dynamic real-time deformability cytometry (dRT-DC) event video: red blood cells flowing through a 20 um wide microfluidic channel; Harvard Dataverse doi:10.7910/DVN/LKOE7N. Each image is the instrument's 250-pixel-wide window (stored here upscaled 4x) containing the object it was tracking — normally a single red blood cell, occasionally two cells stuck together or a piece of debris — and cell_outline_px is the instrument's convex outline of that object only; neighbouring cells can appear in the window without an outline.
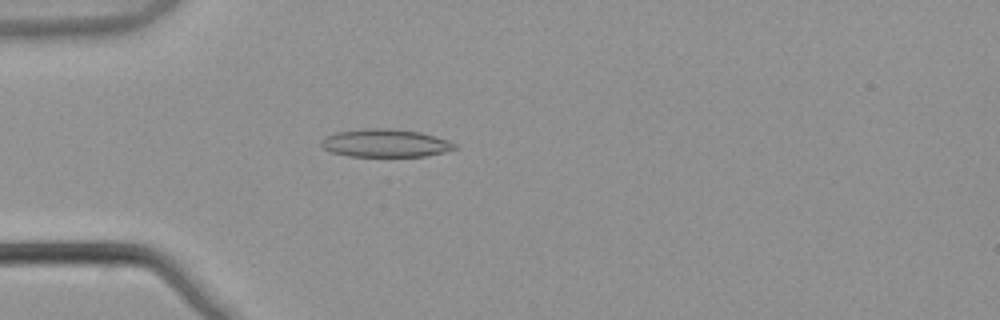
{"species": "common noctule bat (a hibernating species)", "species_latin": "Nyctalus noctula", "temperature_condition": "warm", "stored_images_in_passage": 52, "camera_frame_rate_fps": 3000, "um_per_image_px": 0.085, "animal": {"sex": "male", "body_mass_g": 21.5, "forearm_length_mm": 52.0}, "frame": {"image": 1, "passage_image": 14, "time_ms": 4.333, "image_size_px": [1000, 320], "cell_outline_px": [[460, 148], [444, 152], [424, 156], [348, 156], [332, 152], [324, 148], [320, 144], [320, 140], [324, 136], [336, 132], [372, 128], [388, 128], [420, 132], [448, 140], [456, 144]], "centroid_in_image_um": [32.76, 12.16], "position_along_channel_um": 52.2, "area_um2": 21.73}}
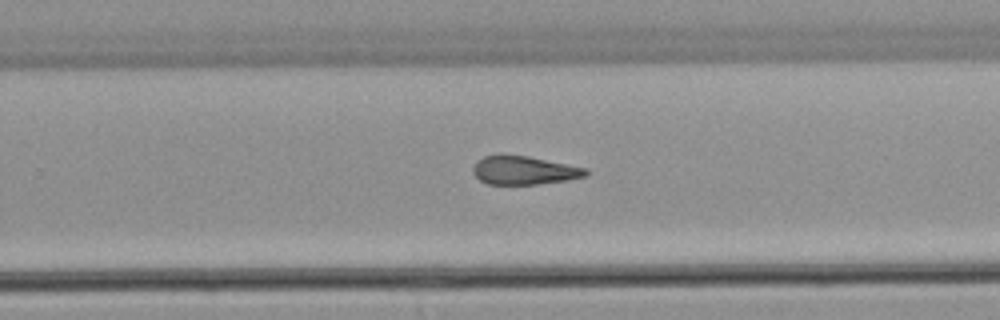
{"frame": {"image": 2, "passage_image": 33, "time_ms": 10.667, "image_size_px": [1000, 320], "cell_outline_px": [[588, 176], [568, 180], [536, 184], [488, 184], [480, 180], [472, 172], [472, 168], [476, 160], [484, 156], [496, 152], [504, 152], [528, 156], [588, 168]], "centroid_in_image_um": [44.51, 14.44], "position_along_channel_um": 285.3, "area_um2": 19.36}}
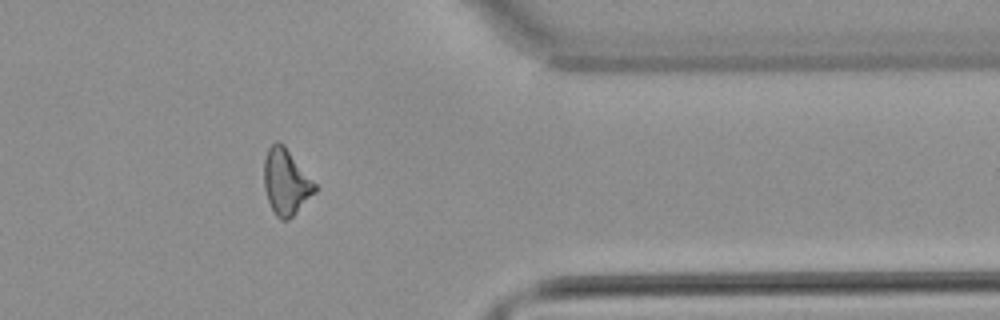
{"frame": {"image": 3, "passage_image": 42, "time_ms": 13.667, "image_size_px": [1000, 320], "cell_outline_px": [[316, 192], [288, 220], [280, 220], [276, 216], [268, 200], [264, 188], [264, 160], [268, 148], [276, 140], [284, 144], [316, 184]], "centroid_in_image_um": [24.3, 15.45], "position_along_channel_um": 387.1, "area_um2": 19.42}, "authors_computed_cell_mechanics": {"area_um2": 19.6809, "velocity_mm_per_s": 3.8698, "shape_relaxation_time_tau1_ms": null, "shape_relaxation_time_tau2_ms": 5.9677, "deformation_change_tau1": null, "deformation_change_tau2": 0.1941}}